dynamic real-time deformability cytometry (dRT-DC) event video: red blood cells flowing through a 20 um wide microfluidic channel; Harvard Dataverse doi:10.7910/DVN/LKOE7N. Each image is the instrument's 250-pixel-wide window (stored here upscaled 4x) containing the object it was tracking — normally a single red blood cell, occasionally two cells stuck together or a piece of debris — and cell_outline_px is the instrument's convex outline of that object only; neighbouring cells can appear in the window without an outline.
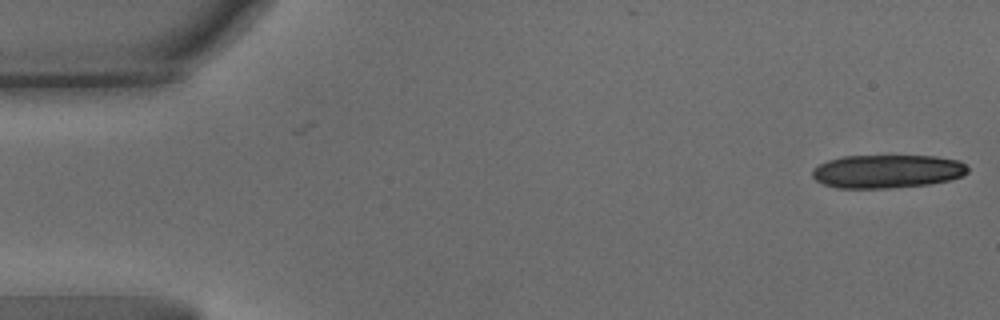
{"species": "common noctule bat (a hibernating species)", "species_latin": "Nyctalus noctula", "temperature_condition": "warm", "stored_images_in_passage": 18, "camera_frame_rate_fps": 3000, "um_per_image_px": 0.085, "animal": {"sex": "male", "body_mass_g": 15.6}, "frame": {"image": 1, "passage_image": 1, "time_ms": 0.0, "image_size_px": [1000, 320], "cell_outline_px": [[968, 172], [960, 176], [948, 180], [928, 184], [892, 188], [836, 188], [824, 184], [816, 180], [812, 176], [812, 168], [828, 160], [844, 156], [936, 156], [960, 160], [968, 168]], "centroid_in_image_um": [75.39, 14.56], "position_along_channel_um": 9.6, "area_um2": 30.23}}